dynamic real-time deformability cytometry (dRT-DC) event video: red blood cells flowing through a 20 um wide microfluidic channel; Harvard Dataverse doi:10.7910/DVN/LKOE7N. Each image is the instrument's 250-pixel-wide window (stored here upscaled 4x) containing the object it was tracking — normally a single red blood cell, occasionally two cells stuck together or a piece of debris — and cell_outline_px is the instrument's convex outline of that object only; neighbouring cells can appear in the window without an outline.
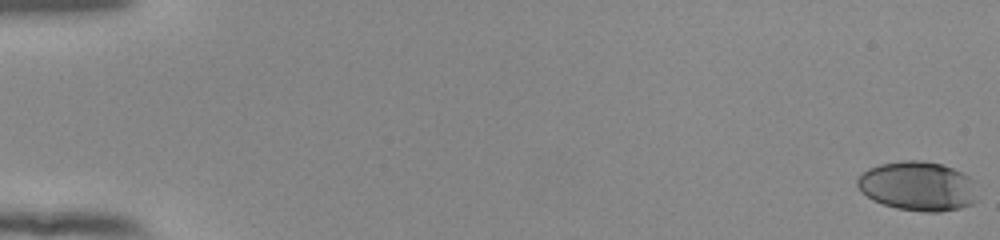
{"species": "human", "species_latin": "Homo sapiens", "temperature_condition": "room temperature", "stored_images_in_passage": 55, "camera_frame_rate_fps": 3000, "um_per_image_px": 0.085, "donor": {"sex": "female"}, "frame": {"image": 1, "passage_image": 1, "time_ms": 0.0, "image_size_px": [1000, 240], "cell_outline_px": [[976, 200], [972, 204], [960, 208], [940, 212], [924, 212], [896, 208], [872, 200], [860, 192], [856, 184], [856, 180], [860, 172], [868, 168], [880, 164], [904, 160], [924, 160], [940, 164], [952, 168], [968, 176], [972, 180]], "centroid_in_image_um": [77.95, 15.82], "position_along_channel_um": 7.1, "area_um2": 34.68}}
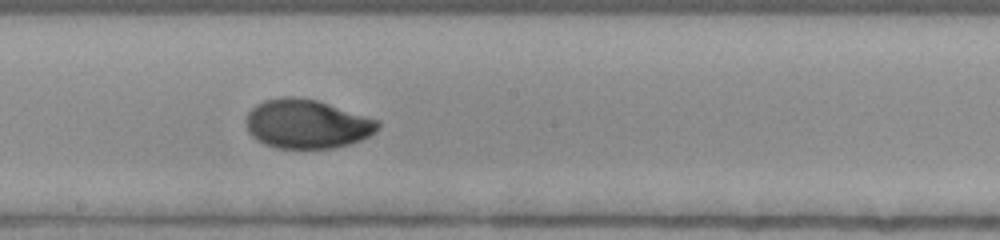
{"frame": {"image": 2, "passage_image": 32, "time_ms": 10.333, "image_size_px": [1000, 240], "cell_outline_px": [[380, 124], [368, 136], [360, 140], [348, 144], [332, 148], [276, 148], [264, 144], [256, 140], [248, 132], [248, 112], [256, 104], [264, 100], [284, 96], [292, 96], [316, 100], [380, 120]], "centroid_in_image_um": [26.07, 10.53], "position_along_channel_um": 222.1, "area_um2": 37.34}}
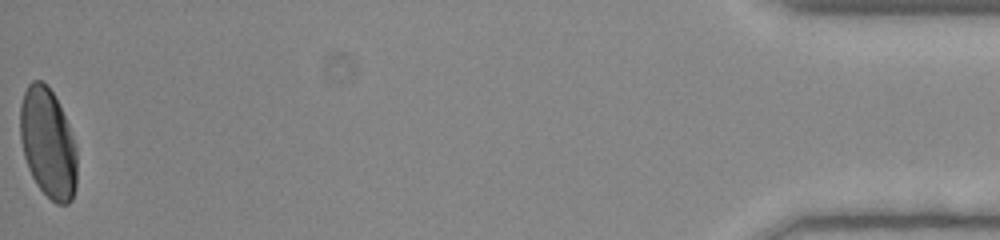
{"frame": {"image": 3, "passage_image": 55, "time_ms": 18.0, "image_size_px": [1000, 240], "cell_outline_px": [[76, 188], [72, 200], [68, 204], [56, 204], [36, 184], [28, 168], [24, 156], [20, 136], [20, 104], [24, 92], [28, 84], [32, 80], [40, 80], [52, 92], [68, 124], [76, 148]], "centroid_in_image_um": [4.06, 12.19], "position_along_channel_um": 431.1, "area_um2": 36.07}, "authors_computed_cell_mechanics": {"area_um2": 35.8938, "velocity_mm_per_s": 3.9012, "shape_relaxation_time_tau1_ms": 5.0602, "shape_relaxation_time_tau2_ms": null, "deformation_change_tau1": 0.1981, "deformation_change_tau2": null}}